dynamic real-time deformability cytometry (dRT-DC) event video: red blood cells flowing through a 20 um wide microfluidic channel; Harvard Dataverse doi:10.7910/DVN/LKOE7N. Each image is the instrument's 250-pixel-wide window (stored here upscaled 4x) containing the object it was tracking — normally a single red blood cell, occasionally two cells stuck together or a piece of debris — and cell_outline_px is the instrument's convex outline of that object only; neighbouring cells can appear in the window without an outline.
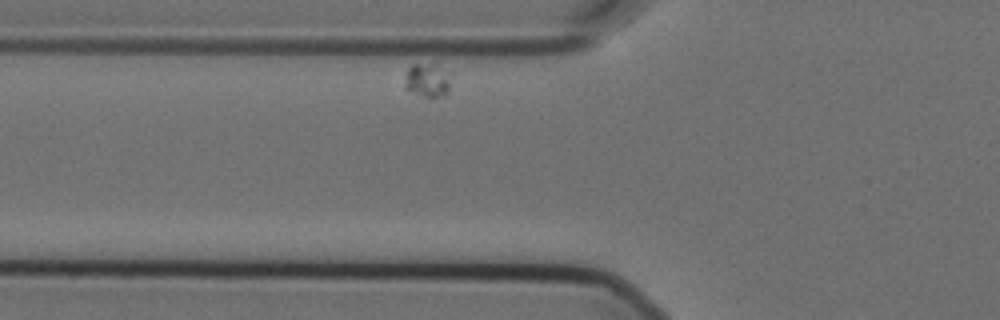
{"species": "Egyptian fruit bat (a non-hibernating species)", "species_latin": "Rousettus aegyptiacus", "temperature_condition": "cold", "stored_images_in_passage": 5, "camera_frame_rate_fps": 3000, "um_per_image_px": 0.085, "animal": {"sex": "female"}, "frame": {"image": 1, "passage_image": 3, "time_ms": 0.667, "image_size_px": [1000, 320], "cell_outline_px": [[452, 72], [448, 92], [444, 96], [428, 100], [404, 88], [404, 76], [408, 68], [412, 64], [436, 60]], "centroid_in_image_um": [36.38, 6.77], "position_along_channel_um": 89.4, "area_um2": 10.35}}